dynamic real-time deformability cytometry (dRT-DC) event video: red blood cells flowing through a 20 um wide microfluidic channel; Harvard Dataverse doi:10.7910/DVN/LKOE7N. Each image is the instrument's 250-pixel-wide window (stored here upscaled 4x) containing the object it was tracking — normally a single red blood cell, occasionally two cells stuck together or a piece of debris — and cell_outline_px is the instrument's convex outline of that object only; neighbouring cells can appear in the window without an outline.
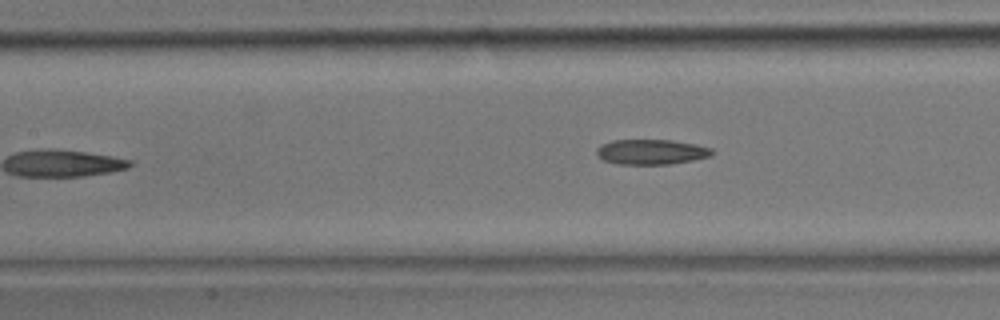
{"species": "common noctule bat (a hibernating species)", "species_latin": "Nyctalus noctula", "temperature_condition": "room temperature", "stored_images_in_passage": 14, "camera_frame_rate_fps": 3000, "um_per_image_px": 0.085, "animal": {"sex": "male", "body_mass_g": 17.9}, "frame": {"image": 1, "passage_image": 14, "time_ms": 4.333, "image_size_px": [1000, 320], "cell_outline_px": [[716, 152], [712, 156], [692, 160], [668, 164], [616, 164], [604, 160], [596, 152], [596, 148], [600, 144], [612, 140], [672, 140], [696, 144], [712, 148]], "centroid_in_image_um": [55.38, 12.9], "position_along_channel_um": 152.0, "area_um2": 16.99}}